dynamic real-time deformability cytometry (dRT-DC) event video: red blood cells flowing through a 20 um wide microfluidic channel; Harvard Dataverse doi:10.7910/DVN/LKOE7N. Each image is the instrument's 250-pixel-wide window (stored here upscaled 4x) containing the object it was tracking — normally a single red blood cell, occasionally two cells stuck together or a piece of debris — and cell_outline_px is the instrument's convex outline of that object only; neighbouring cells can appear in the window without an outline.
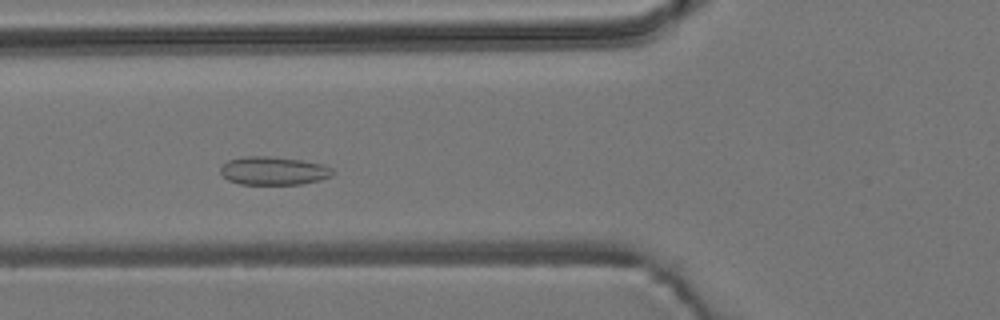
{"species": "common noctule bat (a hibernating species)", "species_latin": "Nyctalus noctula", "temperature_condition": "room temperature", "stored_images_in_passage": 50, "camera_frame_rate_fps": 3000, "um_per_image_px": 0.085, "animal": {"sex": "male", "body_mass_g": 19.2, "forearm_length_mm": 51.8}, "frame": {"image": 1, "passage_image": 16, "time_ms": 5.0, "image_size_px": [1000, 320], "cell_outline_px": [[336, 172], [332, 176], [320, 180], [300, 184], [240, 184], [228, 180], [220, 172], [220, 168], [228, 160], [244, 156], [268, 156], [300, 160], [324, 164], [332, 168]], "centroid_in_image_um": [23.28, 14.51], "position_along_channel_um": 102.5, "area_um2": 18.55}}
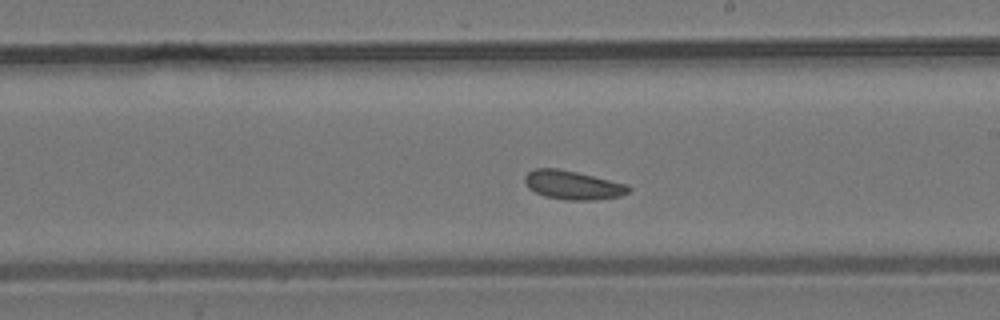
{"frame": {"image": 2, "passage_image": 27, "time_ms": 8.667, "image_size_px": [1000, 320], "cell_outline_px": [[632, 188], [628, 192], [620, 196], [596, 200], [564, 200], [544, 196], [528, 188], [524, 180], [524, 176], [528, 172], [536, 168], [556, 168], [576, 172], [628, 184]], "centroid_in_image_um": [48.69, 15.73], "position_along_channel_um": 240.3, "area_um2": 17.46}}
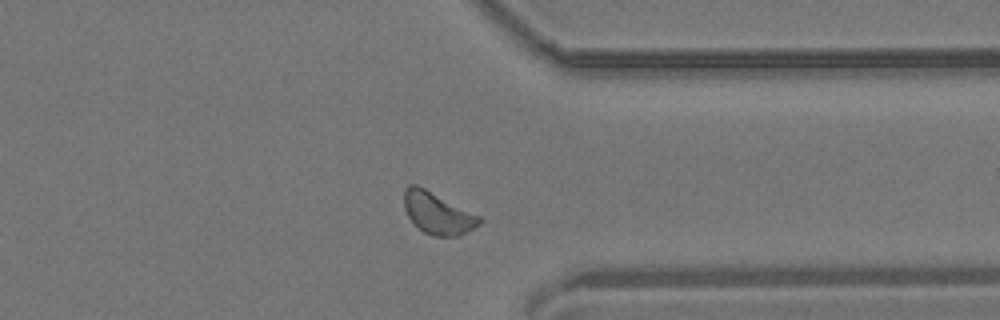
{"frame": {"image": 3, "passage_image": 38, "time_ms": 12.333, "image_size_px": [1000, 320], "cell_outline_px": [[484, 220], [480, 224], [456, 236], [432, 236], [416, 228], [408, 216], [404, 208], [404, 188], [408, 184], [416, 184], [480, 216]], "centroid_in_image_um": [37.16, 18.12], "position_along_channel_um": 374.2, "area_um2": 18.21}, "authors_computed_cell_mechanics": {"area_um2": 17.8313, "velocity_mm_per_s": 3.7545, "shape_relaxation_time_tau1_ms": null, "shape_relaxation_time_tau2_ms": 8.3168, "deformation_change_tau1": null, "deformation_change_tau2": 0.1441}}